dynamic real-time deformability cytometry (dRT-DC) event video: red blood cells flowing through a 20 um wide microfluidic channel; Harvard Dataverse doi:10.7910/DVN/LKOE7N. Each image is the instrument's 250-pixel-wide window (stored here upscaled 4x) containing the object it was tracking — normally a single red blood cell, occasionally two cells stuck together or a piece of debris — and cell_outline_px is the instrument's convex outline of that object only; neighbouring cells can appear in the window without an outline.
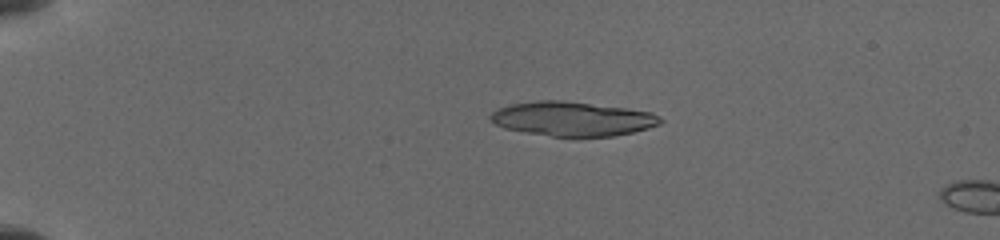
{"species": "common noctule bat (a hibernating species)", "species_latin": "Nyctalus noctula", "temperature_condition": "cold", "stored_images_in_passage": 9, "camera_frame_rate_fps": 3000, "um_per_image_px": 0.085, "animal": {"sex": "female", "body_mass_g": 19.5, "forearm_length_mm": 54.1}, "frame": {"image": 1, "passage_image": 7, "time_ms": 3.667, "image_size_px": [1000, 240], "cell_outline_px": [[664, 120], [660, 124], [648, 128], [632, 132], [612, 136], [552, 136], [504, 128], [488, 120], [488, 116], [496, 108], [508, 104], [536, 100], [560, 100], [624, 108], [652, 112], [660, 116]], "centroid_in_image_um": [48.62, 10.09], "position_along_channel_um": 36.4, "area_um2": 33.93}}